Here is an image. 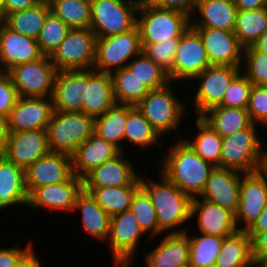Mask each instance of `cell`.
I'll return each mask as SVG.
<instances>
[{"label": "cell", "instance_id": "30", "mask_svg": "<svg viewBox=\"0 0 267 267\" xmlns=\"http://www.w3.org/2000/svg\"><path fill=\"white\" fill-rule=\"evenodd\" d=\"M80 213L81 223L88 236L98 241L107 242L110 233L111 216L85 191L77 196L73 212Z\"/></svg>", "mask_w": 267, "mask_h": 267}, {"label": "cell", "instance_id": "4", "mask_svg": "<svg viewBox=\"0 0 267 267\" xmlns=\"http://www.w3.org/2000/svg\"><path fill=\"white\" fill-rule=\"evenodd\" d=\"M172 84L170 82L162 88L150 90L136 105L162 138L170 132L176 133L187 115L188 107L174 94Z\"/></svg>", "mask_w": 267, "mask_h": 267}, {"label": "cell", "instance_id": "7", "mask_svg": "<svg viewBox=\"0 0 267 267\" xmlns=\"http://www.w3.org/2000/svg\"><path fill=\"white\" fill-rule=\"evenodd\" d=\"M256 125L222 138L220 167L244 173L258 171L263 140Z\"/></svg>", "mask_w": 267, "mask_h": 267}, {"label": "cell", "instance_id": "18", "mask_svg": "<svg viewBox=\"0 0 267 267\" xmlns=\"http://www.w3.org/2000/svg\"><path fill=\"white\" fill-rule=\"evenodd\" d=\"M243 174L244 172L234 169L214 167L198 198L206 199L236 214Z\"/></svg>", "mask_w": 267, "mask_h": 267}, {"label": "cell", "instance_id": "32", "mask_svg": "<svg viewBox=\"0 0 267 267\" xmlns=\"http://www.w3.org/2000/svg\"><path fill=\"white\" fill-rule=\"evenodd\" d=\"M252 263L251 239L246 231L238 230L224 238L215 267H248Z\"/></svg>", "mask_w": 267, "mask_h": 267}, {"label": "cell", "instance_id": "62", "mask_svg": "<svg viewBox=\"0 0 267 267\" xmlns=\"http://www.w3.org/2000/svg\"><path fill=\"white\" fill-rule=\"evenodd\" d=\"M255 263L258 267H267V257L261 260H257L255 261Z\"/></svg>", "mask_w": 267, "mask_h": 267}, {"label": "cell", "instance_id": "45", "mask_svg": "<svg viewBox=\"0 0 267 267\" xmlns=\"http://www.w3.org/2000/svg\"><path fill=\"white\" fill-rule=\"evenodd\" d=\"M179 42L180 38H171L159 43H141L142 53L169 74L173 68Z\"/></svg>", "mask_w": 267, "mask_h": 267}, {"label": "cell", "instance_id": "25", "mask_svg": "<svg viewBox=\"0 0 267 267\" xmlns=\"http://www.w3.org/2000/svg\"><path fill=\"white\" fill-rule=\"evenodd\" d=\"M85 94V69L57 71L52 103L53 110L82 111Z\"/></svg>", "mask_w": 267, "mask_h": 267}, {"label": "cell", "instance_id": "56", "mask_svg": "<svg viewBox=\"0 0 267 267\" xmlns=\"http://www.w3.org/2000/svg\"><path fill=\"white\" fill-rule=\"evenodd\" d=\"M9 133L8 117L0 116V155H3L5 151Z\"/></svg>", "mask_w": 267, "mask_h": 267}, {"label": "cell", "instance_id": "41", "mask_svg": "<svg viewBox=\"0 0 267 267\" xmlns=\"http://www.w3.org/2000/svg\"><path fill=\"white\" fill-rule=\"evenodd\" d=\"M50 11L70 28H90L91 0H49Z\"/></svg>", "mask_w": 267, "mask_h": 267}, {"label": "cell", "instance_id": "38", "mask_svg": "<svg viewBox=\"0 0 267 267\" xmlns=\"http://www.w3.org/2000/svg\"><path fill=\"white\" fill-rule=\"evenodd\" d=\"M184 234L189 240V263L193 267H215L225 237L201 233L192 236L188 230Z\"/></svg>", "mask_w": 267, "mask_h": 267}, {"label": "cell", "instance_id": "47", "mask_svg": "<svg viewBox=\"0 0 267 267\" xmlns=\"http://www.w3.org/2000/svg\"><path fill=\"white\" fill-rule=\"evenodd\" d=\"M252 86L247 76L241 71L225 91L224 98L218 106L247 109Z\"/></svg>", "mask_w": 267, "mask_h": 267}, {"label": "cell", "instance_id": "11", "mask_svg": "<svg viewBox=\"0 0 267 267\" xmlns=\"http://www.w3.org/2000/svg\"><path fill=\"white\" fill-rule=\"evenodd\" d=\"M241 71L242 67L210 65L195 76L192 81L198 82L191 101L196 116H201L210 108L218 106L224 98L225 91Z\"/></svg>", "mask_w": 267, "mask_h": 267}, {"label": "cell", "instance_id": "60", "mask_svg": "<svg viewBox=\"0 0 267 267\" xmlns=\"http://www.w3.org/2000/svg\"><path fill=\"white\" fill-rule=\"evenodd\" d=\"M132 262H133V258L120 259V260L113 262L114 264L113 267H131ZM143 266L147 267L146 265H143Z\"/></svg>", "mask_w": 267, "mask_h": 267}, {"label": "cell", "instance_id": "12", "mask_svg": "<svg viewBox=\"0 0 267 267\" xmlns=\"http://www.w3.org/2000/svg\"><path fill=\"white\" fill-rule=\"evenodd\" d=\"M210 65L201 36L190 26L180 37L173 68L168 74L170 81L189 82Z\"/></svg>", "mask_w": 267, "mask_h": 267}, {"label": "cell", "instance_id": "44", "mask_svg": "<svg viewBox=\"0 0 267 267\" xmlns=\"http://www.w3.org/2000/svg\"><path fill=\"white\" fill-rule=\"evenodd\" d=\"M70 29L68 25L50 11L36 39L41 53L50 56L66 38Z\"/></svg>", "mask_w": 267, "mask_h": 267}, {"label": "cell", "instance_id": "36", "mask_svg": "<svg viewBox=\"0 0 267 267\" xmlns=\"http://www.w3.org/2000/svg\"><path fill=\"white\" fill-rule=\"evenodd\" d=\"M141 185H123L120 187H84L96 202L111 217L130 210L131 202Z\"/></svg>", "mask_w": 267, "mask_h": 267}, {"label": "cell", "instance_id": "19", "mask_svg": "<svg viewBox=\"0 0 267 267\" xmlns=\"http://www.w3.org/2000/svg\"><path fill=\"white\" fill-rule=\"evenodd\" d=\"M48 152L46 129H36L10 132L3 155L25 170Z\"/></svg>", "mask_w": 267, "mask_h": 267}, {"label": "cell", "instance_id": "5", "mask_svg": "<svg viewBox=\"0 0 267 267\" xmlns=\"http://www.w3.org/2000/svg\"><path fill=\"white\" fill-rule=\"evenodd\" d=\"M191 17L183 12L164 9L141 0L137 12V27L141 43H159L180 38L191 26Z\"/></svg>", "mask_w": 267, "mask_h": 267}, {"label": "cell", "instance_id": "9", "mask_svg": "<svg viewBox=\"0 0 267 267\" xmlns=\"http://www.w3.org/2000/svg\"><path fill=\"white\" fill-rule=\"evenodd\" d=\"M142 53L137 25L130 31L109 37L97 38L93 69L105 73L126 67L128 62Z\"/></svg>", "mask_w": 267, "mask_h": 267}, {"label": "cell", "instance_id": "65", "mask_svg": "<svg viewBox=\"0 0 267 267\" xmlns=\"http://www.w3.org/2000/svg\"><path fill=\"white\" fill-rule=\"evenodd\" d=\"M248 267H258L257 265H256V263L255 262H253L250 266H248Z\"/></svg>", "mask_w": 267, "mask_h": 267}, {"label": "cell", "instance_id": "35", "mask_svg": "<svg viewBox=\"0 0 267 267\" xmlns=\"http://www.w3.org/2000/svg\"><path fill=\"white\" fill-rule=\"evenodd\" d=\"M127 118L128 105L115 104L102 116L95 118L94 133L124 152L122 144Z\"/></svg>", "mask_w": 267, "mask_h": 267}, {"label": "cell", "instance_id": "57", "mask_svg": "<svg viewBox=\"0 0 267 267\" xmlns=\"http://www.w3.org/2000/svg\"><path fill=\"white\" fill-rule=\"evenodd\" d=\"M267 231V204L260 213L257 220L246 232H266Z\"/></svg>", "mask_w": 267, "mask_h": 267}, {"label": "cell", "instance_id": "16", "mask_svg": "<svg viewBox=\"0 0 267 267\" xmlns=\"http://www.w3.org/2000/svg\"><path fill=\"white\" fill-rule=\"evenodd\" d=\"M73 173L72 156L48 152L25 169V184L28 194L36 187L68 181Z\"/></svg>", "mask_w": 267, "mask_h": 267}, {"label": "cell", "instance_id": "43", "mask_svg": "<svg viewBox=\"0 0 267 267\" xmlns=\"http://www.w3.org/2000/svg\"><path fill=\"white\" fill-rule=\"evenodd\" d=\"M130 210L135 215L140 228L150 239L158 238V222L150 196L140 187L134 194Z\"/></svg>", "mask_w": 267, "mask_h": 267}, {"label": "cell", "instance_id": "55", "mask_svg": "<svg viewBox=\"0 0 267 267\" xmlns=\"http://www.w3.org/2000/svg\"><path fill=\"white\" fill-rule=\"evenodd\" d=\"M238 10H254L267 7V0H236Z\"/></svg>", "mask_w": 267, "mask_h": 267}, {"label": "cell", "instance_id": "23", "mask_svg": "<svg viewBox=\"0 0 267 267\" xmlns=\"http://www.w3.org/2000/svg\"><path fill=\"white\" fill-rule=\"evenodd\" d=\"M121 152L114 159L94 168L83 178L84 187H120L123 185H141L140 174L134 165Z\"/></svg>", "mask_w": 267, "mask_h": 267}, {"label": "cell", "instance_id": "28", "mask_svg": "<svg viewBox=\"0 0 267 267\" xmlns=\"http://www.w3.org/2000/svg\"><path fill=\"white\" fill-rule=\"evenodd\" d=\"M25 170L0 155V211L14 205L27 207Z\"/></svg>", "mask_w": 267, "mask_h": 267}, {"label": "cell", "instance_id": "6", "mask_svg": "<svg viewBox=\"0 0 267 267\" xmlns=\"http://www.w3.org/2000/svg\"><path fill=\"white\" fill-rule=\"evenodd\" d=\"M141 0H91L90 29L97 38L118 35L137 25Z\"/></svg>", "mask_w": 267, "mask_h": 267}, {"label": "cell", "instance_id": "17", "mask_svg": "<svg viewBox=\"0 0 267 267\" xmlns=\"http://www.w3.org/2000/svg\"><path fill=\"white\" fill-rule=\"evenodd\" d=\"M144 236L145 233L131 210L112 216L107 244L110 245L113 262L125 258L134 259L136 250L141 246L138 244Z\"/></svg>", "mask_w": 267, "mask_h": 267}, {"label": "cell", "instance_id": "53", "mask_svg": "<svg viewBox=\"0 0 267 267\" xmlns=\"http://www.w3.org/2000/svg\"><path fill=\"white\" fill-rule=\"evenodd\" d=\"M41 1L42 0H6L4 7V18L11 13L35 6Z\"/></svg>", "mask_w": 267, "mask_h": 267}, {"label": "cell", "instance_id": "63", "mask_svg": "<svg viewBox=\"0 0 267 267\" xmlns=\"http://www.w3.org/2000/svg\"><path fill=\"white\" fill-rule=\"evenodd\" d=\"M219 1L231 3V4H235V2H236V0H219Z\"/></svg>", "mask_w": 267, "mask_h": 267}, {"label": "cell", "instance_id": "24", "mask_svg": "<svg viewBox=\"0 0 267 267\" xmlns=\"http://www.w3.org/2000/svg\"><path fill=\"white\" fill-rule=\"evenodd\" d=\"M116 104L111 74L85 69L82 112L94 119Z\"/></svg>", "mask_w": 267, "mask_h": 267}, {"label": "cell", "instance_id": "64", "mask_svg": "<svg viewBox=\"0 0 267 267\" xmlns=\"http://www.w3.org/2000/svg\"><path fill=\"white\" fill-rule=\"evenodd\" d=\"M180 267H193L189 262L181 265Z\"/></svg>", "mask_w": 267, "mask_h": 267}, {"label": "cell", "instance_id": "42", "mask_svg": "<svg viewBox=\"0 0 267 267\" xmlns=\"http://www.w3.org/2000/svg\"><path fill=\"white\" fill-rule=\"evenodd\" d=\"M127 67L149 90L162 88L171 82L168 73L143 53L131 59Z\"/></svg>", "mask_w": 267, "mask_h": 267}, {"label": "cell", "instance_id": "13", "mask_svg": "<svg viewBox=\"0 0 267 267\" xmlns=\"http://www.w3.org/2000/svg\"><path fill=\"white\" fill-rule=\"evenodd\" d=\"M83 189V179L74 174L68 181L34 188L28 194L27 207L33 211L73 212L77 196Z\"/></svg>", "mask_w": 267, "mask_h": 267}, {"label": "cell", "instance_id": "10", "mask_svg": "<svg viewBox=\"0 0 267 267\" xmlns=\"http://www.w3.org/2000/svg\"><path fill=\"white\" fill-rule=\"evenodd\" d=\"M57 69L49 56L18 64L7 71L19 97H52Z\"/></svg>", "mask_w": 267, "mask_h": 267}, {"label": "cell", "instance_id": "61", "mask_svg": "<svg viewBox=\"0 0 267 267\" xmlns=\"http://www.w3.org/2000/svg\"><path fill=\"white\" fill-rule=\"evenodd\" d=\"M5 1L6 0H0V18H1V21L4 19Z\"/></svg>", "mask_w": 267, "mask_h": 267}, {"label": "cell", "instance_id": "52", "mask_svg": "<svg viewBox=\"0 0 267 267\" xmlns=\"http://www.w3.org/2000/svg\"><path fill=\"white\" fill-rule=\"evenodd\" d=\"M251 239V255L253 262L267 257V231L247 232Z\"/></svg>", "mask_w": 267, "mask_h": 267}, {"label": "cell", "instance_id": "40", "mask_svg": "<svg viewBox=\"0 0 267 267\" xmlns=\"http://www.w3.org/2000/svg\"><path fill=\"white\" fill-rule=\"evenodd\" d=\"M267 30V7L254 10H238L234 33L246 48L254 44Z\"/></svg>", "mask_w": 267, "mask_h": 267}, {"label": "cell", "instance_id": "50", "mask_svg": "<svg viewBox=\"0 0 267 267\" xmlns=\"http://www.w3.org/2000/svg\"><path fill=\"white\" fill-rule=\"evenodd\" d=\"M33 247L32 240L25 247L0 248V267H16L20 259Z\"/></svg>", "mask_w": 267, "mask_h": 267}, {"label": "cell", "instance_id": "59", "mask_svg": "<svg viewBox=\"0 0 267 267\" xmlns=\"http://www.w3.org/2000/svg\"><path fill=\"white\" fill-rule=\"evenodd\" d=\"M258 172L265 178L267 182V149L263 144L262 146V154L259 162Z\"/></svg>", "mask_w": 267, "mask_h": 267}, {"label": "cell", "instance_id": "22", "mask_svg": "<svg viewBox=\"0 0 267 267\" xmlns=\"http://www.w3.org/2000/svg\"><path fill=\"white\" fill-rule=\"evenodd\" d=\"M196 217L201 234L227 237L238 231L235 214L206 199H192L190 218L193 220Z\"/></svg>", "mask_w": 267, "mask_h": 267}, {"label": "cell", "instance_id": "2", "mask_svg": "<svg viewBox=\"0 0 267 267\" xmlns=\"http://www.w3.org/2000/svg\"><path fill=\"white\" fill-rule=\"evenodd\" d=\"M170 145L163 155L159 171L192 199L199 197L215 166L204 161L181 138Z\"/></svg>", "mask_w": 267, "mask_h": 267}, {"label": "cell", "instance_id": "21", "mask_svg": "<svg viewBox=\"0 0 267 267\" xmlns=\"http://www.w3.org/2000/svg\"><path fill=\"white\" fill-rule=\"evenodd\" d=\"M52 111V97H19L8 117L9 131L47 129Z\"/></svg>", "mask_w": 267, "mask_h": 267}, {"label": "cell", "instance_id": "26", "mask_svg": "<svg viewBox=\"0 0 267 267\" xmlns=\"http://www.w3.org/2000/svg\"><path fill=\"white\" fill-rule=\"evenodd\" d=\"M120 153L115 145L93 133L72 155L73 173L83 179L94 168Z\"/></svg>", "mask_w": 267, "mask_h": 267}, {"label": "cell", "instance_id": "14", "mask_svg": "<svg viewBox=\"0 0 267 267\" xmlns=\"http://www.w3.org/2000/svg\"><path fill=\"white\" fill-rule=\"evenodd\" d=\"M266 204L267 182L265 178L258 171L244 173L240 184L239 208L235 214L238 230L247 231L257 220Z\"/></svg>", "mask_w": 267, "mask_h": 267}, {"label": "cell", "instance_id": "58", "mask_svg": "<svg viewBox=\"0 0 267 267\" xmlns=\"http://www.w3.org/2000/svg\"><path fill=\"white\" fill-rule=\"evenodd\" d=\"M256 51L267 54V30L251 45Z\"/></svg>", "mask_w": 267, "mask_h": 267}, {"label": "cell", "instance_id": "33", "mask_svg": "<svg viewBox=\"0 0 267 267\" xmlns=\"http://www.w3.org/2000/svg\"><path fill=\"white\" fill-rule=\"evenodd\" d=\"M162 137L152 127L150 122L144 117L136 106L128 105V118L125 125L124 140L134 145V147L142 148V150L155 147L157 144L162 148L160 141ZM160 141V142H159Z\"/></svg>", "mask_w": 267, "mask_h": 267}, {"label": "cell", "instance_id": "39", "mask_svg": "<svg viewBox=\"0 0 267 267\" xmlns=\"http://www.w3.org/2000/svg\"><path fill=\"white\" fill-rule=\"evenodd\" d=\"M111 76L116 104L136 106L150 91L127 66Z\"/></svg>", "mask_w": 267, "mask_h": 267}, {"label": "cell", "instance_id": "31", "mask_svg": "<svg viewBox=\"0 0 267 267\" xmlns=\"http://www.w3.org/2000/svg\"><path fill=\"white\" fill-rule=\"evenodd\" d=\"M222 138L249 128L253 123L247 109L215 106L200 116Z\"/></svg>", "mask_w": 267, "mask_h": 267}, {"label": "cell", "instance_id": "15", "mask_svg": "<svg viewBox=\"0 0 267 267\" xmlns=\"http://www.w3.org/2000/svg\"><path fill=\"white\" fill-rule=\"evenodd\" d=\"M201 36L211 65L242 67L244 47L234 31L207 27H192Z\"/></svg>", "mask_w": 267, "mask_h": 267}, {"label": "cell", "instance_id": "27", "mask_svg": "<svg viewBox=\"0 0 267 267\" xmlns=\"http://www.w3.org/2000/svg\"><path fill=\"white\" fill-rule=\"evenodd\" d=\"M158 245L144 255L147 267H180L189 262V240L182 234H163Z\"/></svg>", "mask_w": 267, "mask_h": 267}, {"label": "cell", "instance_id": "51", "mask_svg": "<svg viewBox=\"0 0 267 267\" xmlns=\"http://www.w3.org/2000/svg\"><path fill=\"white\" fill-rule=\"evenodd\" d=\"M149 4L183 12L191 17L199 0H146Z\"/></svg>", "mask_w": 267, "mask_h": 267}, {"label": "cell", "instance_id": "46", "mask_svg": "<svg viewBox=\"0 0 267 267\" xmlns=\"http://www.w3.org/2000/svg\"><path fill=\"white\" fill-rule=\"evenodd\" d=\"M242 72L252 85L267 86V54L252 46L244 48Z\"/></svg>", "mask_w": 267, "mask_h": 267}, {"label": "cell", "instance_id": "3", "mask_svg": "<svg viewBox=\"0 0 267 267\" xmlns=\"http://www.w3.org/2000/svg\"><path fill=\"white\" fill-rule=\"evenodd\" d=\"M94 120L82 111L53 110L46 129L49 151L72 156L94 133Z\"/></svg>", "mask_w": 267, "mask_h": 267}, {"label": "cell", "instance_id": "8", "mask_svg": "<svg viewBox=\"0 0 267 267\" xmlns=\"http://www.w3.org/2000/svg\"><path fill=\"white\" fill-rule=\"evenodd\" d=\"M97 36L90 28H71L49 56L56 69H93Z\"/></svg>", "mask_w": 267, "mask_h": 267}, {"label": "cell", "instance_id": "34", "mask_svg": "<svg viewBox=\"0 0 267 267\" xmlns=\"http://www.w3.org/2000/svg\"><path fill=\"white\" fill-rule=\"evenodd\" d=\"M193 138L181 137L204 161L215 167H220L222 137L200 116H196Z\"/></svg>", "mask_w": 267, "mask_h": 267}, {"label": "cell", "instance_id": "48", "mask_svg": "<svg viewBox=\"0 0 267 267\" xmlns=\"http://www.w3.org/2000/svg\"><path fill=\"white\" fill-rule=\"evenodd\" d=\"M247 112L253 124L267 128V86H252Z\"/></svg>", "mask_w": 267, "mask_h": 267}, {"label": "cell", "instance_id": "54", "mask_svg": "<svg viewBox=\"0 0 267 267\" xmlns=\"http://www.w3.org/2000/svg\"><path fill=\"white\" fill-rule=\"evenodd\" d=\"M36 251L32 247L18 262L16 267H42L41 260H39L38 255L35 254Z\"/></svg>", "mask_w": 267, "mask_h": 267}, {"label": "cell", "instance_id": "20", "mask_svg": "<svg viewBox=\"0 0 267 267\" xmlns=\"http://www.w3.org/2000/svg\"><path fill=\"white\" fill-rule=\"evenodd\" d=\"M43 56L36 39L21 35L0 21V71L40 59Z\"/></svg>", "mask_w": 267, "mask_h": 267}, {"label": "cell", "instance_id": "1", "mask_svg": "<svg viewBox=\"0 0 267 267\" xmlns=\"http://www.w3.org/2000/svg\"><path fill=\"white\" fill-rule=\"evenodd\" d=\"M159 173V181L151 177L143 179L140 176L141 187L150 196L156 211L158 236L164 233L182 234L188 229L184 226L191 222L192 198L182 192L161 171Z\"/></svg>", "mask_w": 267, "mask_h": 267}, {"label": "cell", "instance_id": "49", "mask_svg": "<svg viewBox=\"0 0 267 267\" xmlns=\"http://www.w3.org/2000/svg\"><path fill=\"white\" fill-rule=\"evenodd\" d=\"M18 98L11 77L7 72L0 71V116L9 117Z\"/></svg>", "mask_w": 267, "mask_h": 267}, {"label": "cell", "instance_id": "37", "mask_svg": "<svg viewBox=\"0 0 267 267\" xmlns=\"http://www.w3.org/2000/svg\"><path fill=\"white\" fill-rule=\"evenodd\" d=\"M49 12L48 1H41L35 6L7 15L2 22L21 35L37 39Z\"/></svg>", "mask_w": 267, "mask_h": 267}, {"label": "cell", "instance_id": "29", "mask_svg": "<svg viewBox=\"0 0 267 267\" xmlns=\"http://www.w3.org/2000/svg\"><path fill=\"white\" fill-rule=\"evenodd\" d=\"M237 13L238 9L235 4L219 0H199L191 15V27L234 31Z\"/></svg>", "mask_w": 267, "mask_h": 267}]
</instances>
